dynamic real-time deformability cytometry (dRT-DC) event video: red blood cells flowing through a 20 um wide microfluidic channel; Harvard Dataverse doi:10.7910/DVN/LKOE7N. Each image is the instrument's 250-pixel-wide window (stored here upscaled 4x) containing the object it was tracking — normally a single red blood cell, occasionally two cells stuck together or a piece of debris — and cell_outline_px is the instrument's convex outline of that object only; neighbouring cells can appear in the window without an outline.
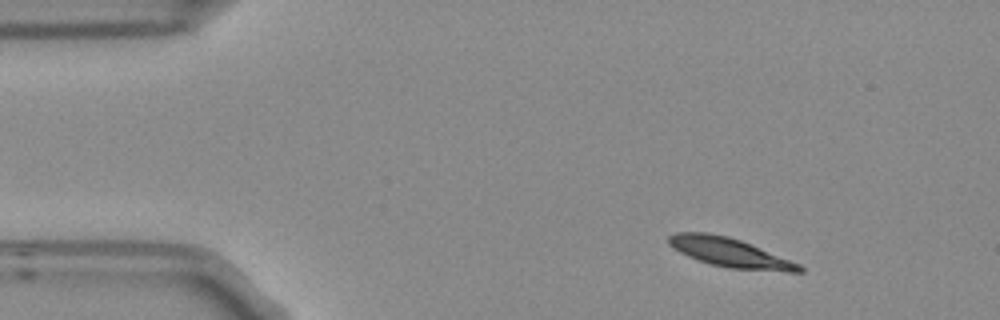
{"species": "Egyptian fruit bat (a non-hibernating species)", "species_latin": "Rousettus aegyptiacus", "temperature_condition": "room temperature", "stored_images_in_passage": 4, "segment_of_instrument_passage": [1, 2], "camera_frame_rate_fps": 3000, "um_per_image_px": 0.085, "frame": {"image": 1, "passage_image": 1, "time_ms": 0.0, "image_size_px": [1000, 320], "cell_outline_px": [[804, 272], [788, 272], [728, 268], [708, 264], [688, 256], [672, 248], [668, 244], [668, 236], [676, 232], [708, 232], [728, 236], [740, 240], [800, 264], [804, 268]], "centroid_in_image_um": [62.01, 21.47], "position_along_channel_um": 23.0, "area_um2": 22.2}}